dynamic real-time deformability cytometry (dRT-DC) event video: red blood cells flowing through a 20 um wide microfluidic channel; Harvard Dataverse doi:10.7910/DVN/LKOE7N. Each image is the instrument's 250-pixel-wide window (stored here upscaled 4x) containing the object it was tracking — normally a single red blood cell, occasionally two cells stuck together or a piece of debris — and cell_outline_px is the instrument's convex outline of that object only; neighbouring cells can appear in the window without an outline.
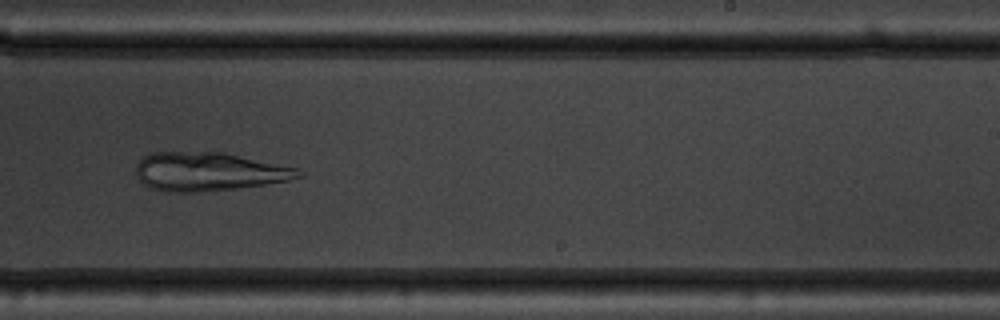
{"species": "common noctule bat (a hibernating species)", "species_latin": "Nyctalus noctula", "temperature_condition": "warm", "stored_images_in_passage": 55, "camera_frame_rate_fps": 3000, "um_per_image_px": 0.085, "animal": {"sex": "male", "body_mass_g": 19.5, "forearm_length_mm": 54.6}, "frame": {"image": 1, "passage_image": 35, "time_ms": 11.333, "image_size_px": [1000, 320], "cell_outline_px": [[304, 176], [288, 180], [264, 184], [236, 188], [200, 192], [164, 192], [148, 188], [136, 176], [136, 164], [144, 156], [152, 152], [220, 152], [300, 168], [304, 172]], "centroid_in_image_um": [17.72, 14.59], "position_along_channel_um": 271.3, "area_um2": 36.65}}
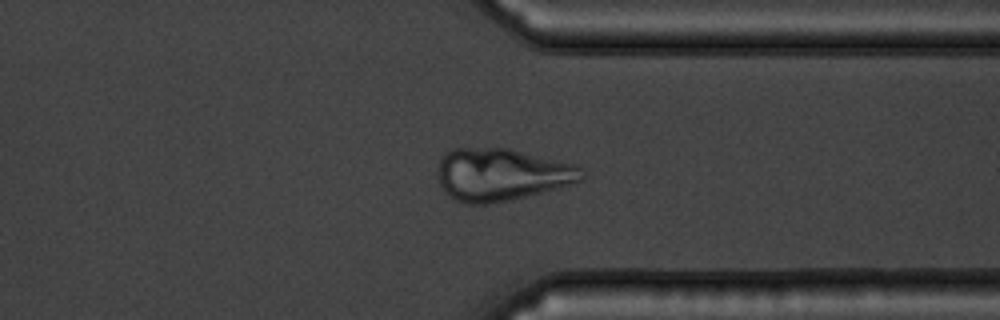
{"frame": {"image": 2, "passage_image": 43, "time_ms": 14.0, "image_size_px": [1000, 320], "cell_outline_px": [[584, 180], [556, 188], [508, 200], [484, 204], [468, 204], [456, 200], [448, 196], [444, 192], [440, 184], [436, 172], [440, 160], [444, 152], [452, 148], [508, 148], [576, 164], [580, 168], [584, 176]], "centroid_in_image_um": [42.58, 14.82], "position_along_channel_um": 368.8, "area_um2": 43.99}}
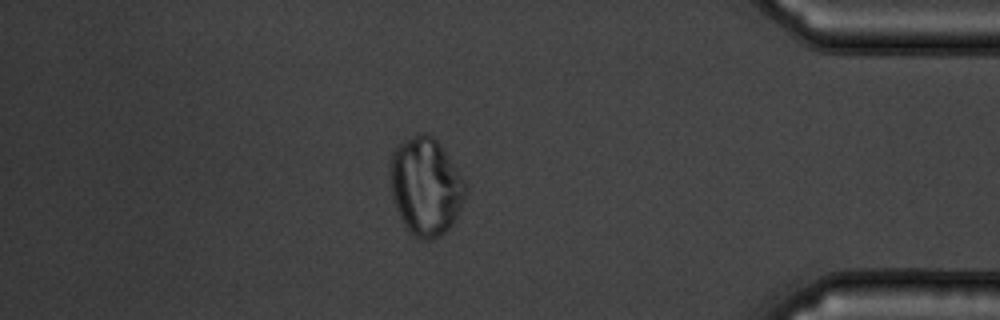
{"frame": {"image": 3, "passage_image": 48, "time_ms": 15.667, "image_size_px": [1000, 320], "cell_outline_px": [[468, 192], [452, 224], [440, 236], [432, 240], [420, 240], [412, 236], [408, 232], [396, 208], [392, 196], [388, 180], [388, 168], [392, 148], [424, 132], [432, 136], [440, 144], [468, 184]], "centroid_in_image_um": [36.16, 15.87], "position_along_channel_um": 399.0, "area_um2": 43.47}}